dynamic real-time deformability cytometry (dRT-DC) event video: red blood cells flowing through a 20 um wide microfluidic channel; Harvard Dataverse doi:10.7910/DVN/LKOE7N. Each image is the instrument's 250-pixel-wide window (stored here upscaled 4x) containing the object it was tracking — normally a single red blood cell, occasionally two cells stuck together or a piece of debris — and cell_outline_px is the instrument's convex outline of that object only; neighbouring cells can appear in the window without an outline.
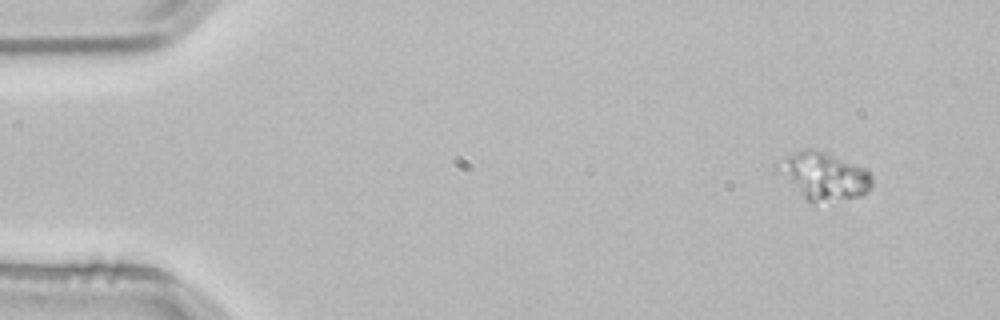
{"species": "common noctule bat (a hibernating species)", "species_latin": "Nyctalus noctula", "temperature_condition": "room temperature", "stored_images_in_passage": 3, "camera_frame_rate_fps": 3000, "um_per_image_px": 0.085, "animal": {"sex": "male", "body_mass_g": 21.5, "forearm_length_mm": 52.0}, "frame": {"image": 1, "passage_image": 1, "time_ms": 0.0, "image_size_px": [1000, 320], "cell_outline_px": [[872, 184], [868, 192], [860, 196], [816, 208], [804, 200], [776, 172], [772, 164], [788, 156], [808, 148], [824, 152], [864, 168], [872, 176]], "centroid_in_image_um": [69.96, 15.07], "position_along_channel_um": 15.0, "area_um2": 27.05}}
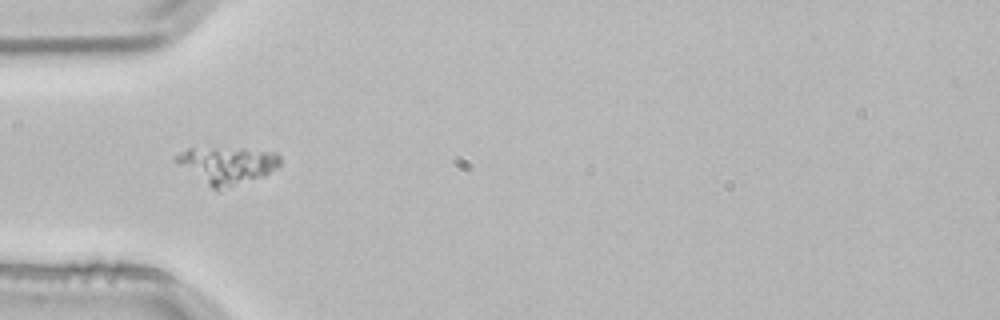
{"frame": {"image": 2, "passage_image": 3, "time_ms": 0.667, "image_size_px": [1000, 320], "cell_outline_px": [[280, 164], [264, 176], [216, 188], [212, 188], [172, 160], [176, 156], [188, 148], [244, 148], [276, 152], [280, 156]], "centroid_in_image_um": [19.31, 13.98], "position_along_channel_um": 65.7, "area_um2": 21.73}}